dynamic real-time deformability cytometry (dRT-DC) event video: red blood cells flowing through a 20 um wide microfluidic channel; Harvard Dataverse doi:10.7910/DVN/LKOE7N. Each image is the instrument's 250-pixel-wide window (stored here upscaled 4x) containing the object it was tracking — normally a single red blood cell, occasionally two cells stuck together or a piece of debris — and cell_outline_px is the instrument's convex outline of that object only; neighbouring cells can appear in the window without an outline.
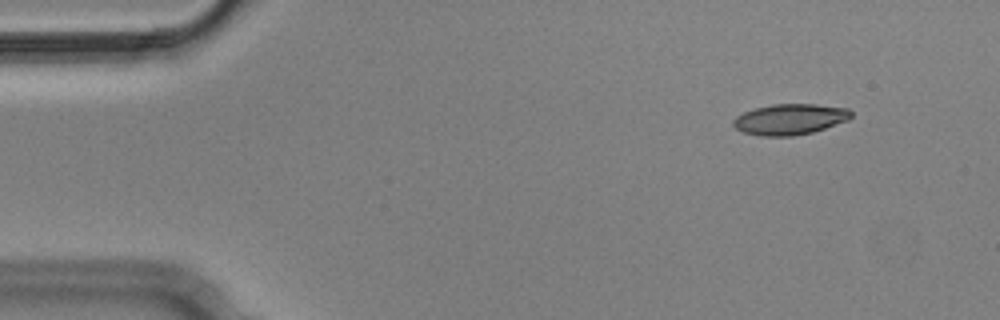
{"species": "Egyptian fruit bat (a non-hibernating species)", "species_latin": "Rousettus aegyptiacus", "temperature_condition": "cold", "stored_images_in_passage": 5, "camera_frame_rate_fps": 3000, "um_per_image_px": 0.085, "animal": {"sex": "male"}, "frame": {"image": 1, "passage_image": 2, "time_ms": 0.333, "image_size_px": [1000, 320], "cell_outline_px": [[852, 116], [848, 120], [812, 132], [792, 136], [760, 136], [744, 132], [736, 128], [732, 124], [732, 120], [736, 116], [744, 112], [756, 108], [772, 104], [816, 104], [848, 108], [852, 112]], "centroid_in_image_um": [67.14, 10.13], "position_along_channel_um": 17.9, "area_um2": 21.1}}